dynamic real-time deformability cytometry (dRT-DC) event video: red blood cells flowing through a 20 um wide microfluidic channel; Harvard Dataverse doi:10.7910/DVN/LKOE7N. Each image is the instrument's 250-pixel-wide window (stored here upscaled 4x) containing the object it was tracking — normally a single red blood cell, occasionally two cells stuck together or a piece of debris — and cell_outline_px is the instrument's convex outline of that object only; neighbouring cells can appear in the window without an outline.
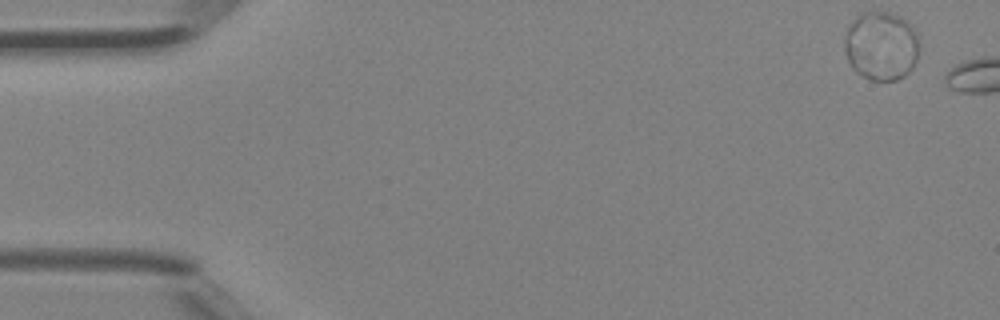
{"species": "Egyptian fruit bat (a non-hibernating species)", "species_latin": "Rousettus aegyptiacus", "temperature_condition": "room temperature", "stored_images_in_passage": 3, "camera_frame_rate_fps": 3000, "um_per_image_px": 0.085, "animal": {"sex": "female"}, "frame": {"image": 1, "passage_image": 1, "time_ms": 0.0, "image_size_px": [1000, 320], "cell_outline_px": [[916, 60], [912, 68], [904, 76], [896, 80], [872, 80], [860, 76], [852, 68], [848, 60], [844, 48], [844, 36], [848, 28], [856, 16], [864, 12], [888, 12], [900, 16], [908, 20], [912, 24], [916, 36]], "centroid_in_image_um": [74.87, 3.9], "position_along_channel_um": 10.1, "area_um2": 29.88}}